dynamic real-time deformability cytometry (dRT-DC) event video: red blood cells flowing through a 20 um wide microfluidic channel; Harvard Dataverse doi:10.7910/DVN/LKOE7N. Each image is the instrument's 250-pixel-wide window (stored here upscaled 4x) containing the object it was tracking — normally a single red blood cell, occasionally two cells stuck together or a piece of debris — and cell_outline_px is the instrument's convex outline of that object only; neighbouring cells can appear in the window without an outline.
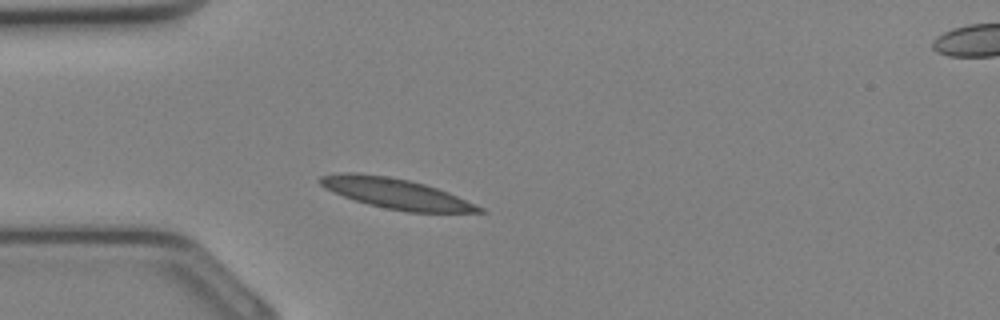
{"species": "Egyptian fruit bat (a non-hibernating species)", "species_latin": "Rousettus aegyptiacus", "temperature_condition": "cold", "stored_images_in_passage": 26, "camera_frame_rate_fps": 3000, "um_per_image_px": 0.085, "animal": {"sex": "female"}, "frame": {"image": 1, "passage_image": 1, "time_ms": 0.0, "image_size_px": [1000, 320], "cell_outline_px": [[488, 212], [408, 212], [384, 208], [368, 204], [332, 192], [324, 188], [316, 180], [320, 176], [344, 172], [352, 172], [388, 176], [408, 180], [424, 184], [448, 192], [484, 208]], "centroid_in_image_um": [33.62, 16.44], "position_along_channel_um": 51.4, "area_um2": 27.92}}
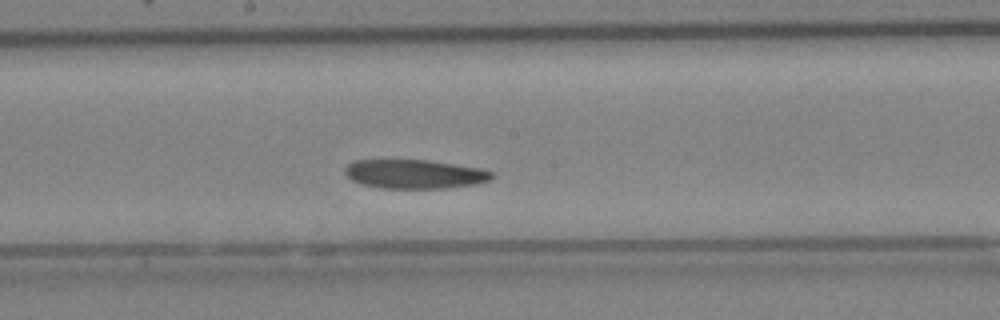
{"frame": {"image": 2, "passage_image": 10, "time_ms": 3.0, "image_size_px": [1000, 320], "cell_outline_px": [[496, 176], [492, 180], [476, 184], [448, 188], [380, 188], [360, 184], [352, 180], [344, 172], [344, 168], [348, 164], [356, 160], [428, 160], [480, 168], [496, 172]], "centroid_in_image_um": [35.29, 14.8], "position_along_channel_um": 212.9, "area_um2": 25.09}}
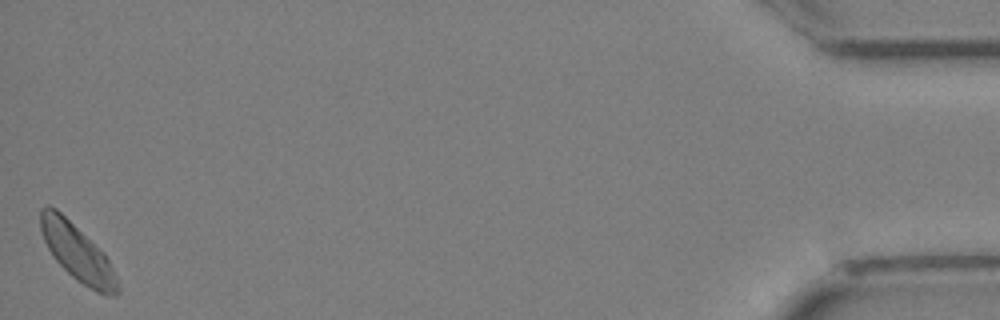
{"frame": {"image": 3, "passage_image": 26, "time_ms": 8.333, "image_size_px": [1000, 320], "cell_outline_px": [[120, 292], [116, 296], [104, 296], [96, 292], [76, 280], [52, 256], [44, 240], [40, 228], [40, 208], [56, 208], [104, 252], [116, 276], [120, 288]], "centroid_in_image_um": [6.61, 21.53], "position_along_channel_um": 428.6, "area_um2": 25.2}}